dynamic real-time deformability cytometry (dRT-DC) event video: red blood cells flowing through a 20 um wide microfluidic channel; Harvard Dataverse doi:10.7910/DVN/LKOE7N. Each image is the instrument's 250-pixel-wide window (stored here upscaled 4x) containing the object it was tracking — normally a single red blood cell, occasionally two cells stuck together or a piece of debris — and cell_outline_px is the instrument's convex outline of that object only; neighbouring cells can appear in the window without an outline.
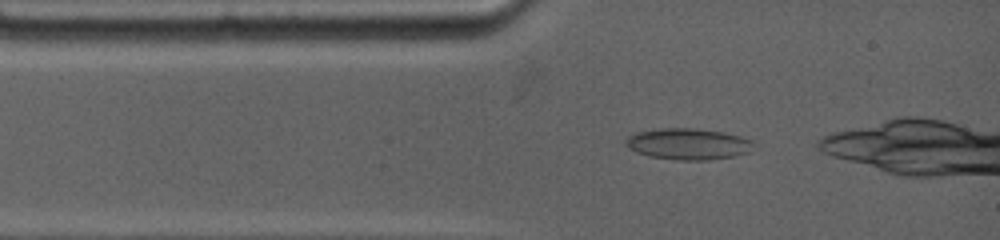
{"species": "common noctule bat (a hibernating species)", "species_latin": "Nyctalus noctula", "temperature_condition": "warm", "stored_images_in_passage": 15, "camera_frame_rate_fps": 4500, "um_per_image_px": 0.085, "animal": {"sex": "female", "body_mass_g": 19.0, "forearm_length_mm": 53.3}, "frame": {"image": 1, "passage_image": 2, "time_ms": 0.222, "image_size_px": [1000, 240], "cell_outline_px": [[752, 152], [736, 156], [708, 160], [672, 160], [648, 156], [636, 152], [628, 148], [624, 144], [624, 140], [628, 136], [636, 132], [660, 128], [696, 128], [724, 132], [740, 136], [752, 140]], "centroid_in_image_um": [58.47, 12.24], "position_along_channel_um": 26.5, "area_um2": 23.7}}
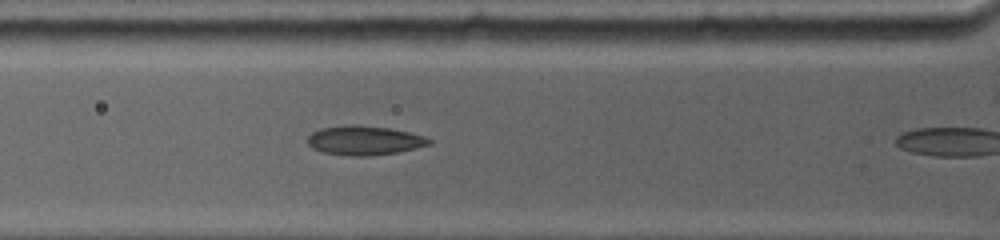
{"frame": {"image": 2, "passage_image": 8, "time_ms": 2.222, "image_size_px": [1000, 240], "cell_outline_px": [[432, 144], [416, 148], [396, 152], [368, 156], [352, 156], [324, 152], [312, 148], [308, 144], [308, 136], [312, 132], [320, 128], [352, 124], [356, 124], [388, 128], [408, 132], [424, 136], [432, 140]], "centroid_in_image_um": [30.97, 11.93], "position_along_channel_um": 94.8, "area_um2": 20.63}}
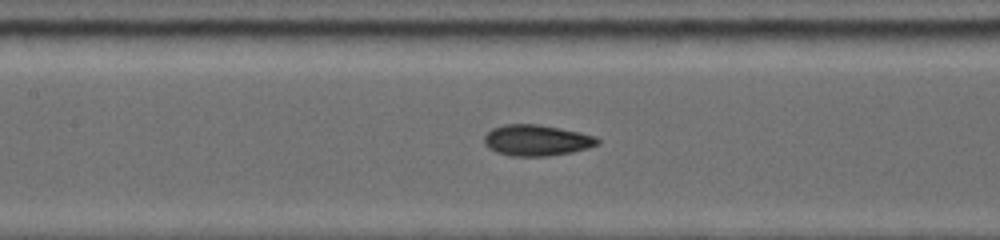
{"frame": {"image": 3, "passage_image": 13, "time_ms": 4.0, "image_size_px": [1000, 240], "cell_outline_px": [[600, 144], [588, 148], [572, 152], [548, 156], [512, 156], [496, 152], [488, 148], [484, 144], [484, 136], [492, 128], [504, 124], [536, 124], [580, 132], [596, 136], [600, 140]], "centroid_in_image_um": [45.62, 11.93], "position_along_channel_um": 161.8, "area_um2": 20.58}}